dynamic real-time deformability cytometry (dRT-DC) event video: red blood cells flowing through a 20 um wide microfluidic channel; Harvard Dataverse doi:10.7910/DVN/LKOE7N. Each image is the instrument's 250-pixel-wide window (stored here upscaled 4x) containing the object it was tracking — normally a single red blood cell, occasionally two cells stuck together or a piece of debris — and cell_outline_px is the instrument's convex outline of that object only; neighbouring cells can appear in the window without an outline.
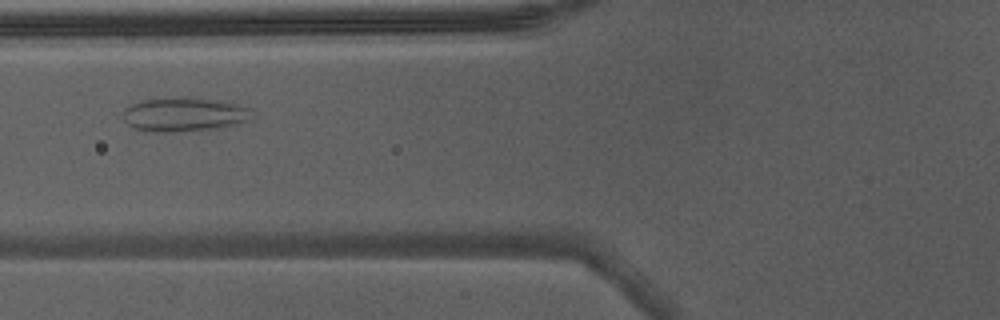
{"species": "Egyptian fruit bat (a non-hibernating species)", "species_latin": "Rousettus aegyptiacus", "temperature_condition": "warm", "stored_images_in_passage": 3, "camera_frame_rate_fps": 3000, "um_per_image_px": 0.085, "animal": {"sex": "male"}, "frame": {"image": 1, "passage_image": 3, "time_ms": 0.667, "image_size_px": [1000, 320], "cell_outline_px": [[252, 120], [220, 128], [172, 132], [156, 132], [136, 128], [128, 124], [124, 120], [124, 108], [128, 104], [140, 100], [180, 96], [184, 96], [220, 100], [252, 108]], "centroid_in_image_um": [15.68, 9.7], "position_along_channel_um": 110.1, "area_um2": 26.07}}